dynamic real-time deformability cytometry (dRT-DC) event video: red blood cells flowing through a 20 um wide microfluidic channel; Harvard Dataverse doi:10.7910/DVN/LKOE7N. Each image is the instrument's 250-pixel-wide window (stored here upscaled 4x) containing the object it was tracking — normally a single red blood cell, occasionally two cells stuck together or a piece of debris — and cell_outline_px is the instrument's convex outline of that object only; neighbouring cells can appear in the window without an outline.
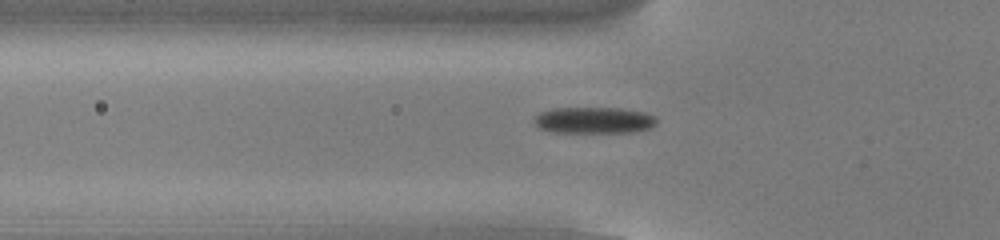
{"species": "common noctule bat (a hibernating species)", "species_latin": "Nyctalus noctula", "temperature_condition": "cold", "stored_images_in_passage": 54, "camera_frame_rate_fps": 3000, "um_per_image_px": 0.085, "animal": {"sex": "male", "body_mass_g": 13.0, "forearm_length_mm": 53.1}, "frame": {"image": 1, "passage_image": 19, "time_ms": 6.0, "image_size_px": [1000, 240], "cell_outline_px": [[656, 124], [652, 128], [632, 132], [552, 132], [540, 128], [532, 120], [540, 112], [552, 108], [620, 108], [644, 112], [656, 116]], "centroid_in_image_um": [50.5, 10.22], "position_along_channel_um": 75.3, "area_um2": 18.9}}
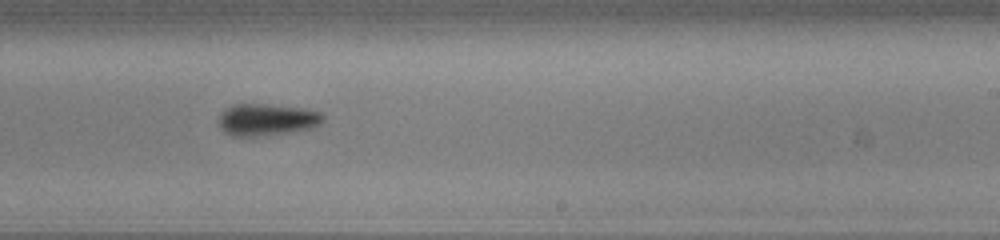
{"frame": {"image": 2, "passage_image": 34, "time_ms": 11.0, "image_size_px": [1000, 240], "cell_outline_px": [[324, 120], [320, 124], [312, 128], [292, 132], [264, 136], [232, 136], [224, 132], [220, 128], [220, 112], [224, 108], [232, 104], [264, 104], [300, 108], [320, 112], [324, 116]], "centroid_in_image_um": [22.66, 10.18], "position_along_channel_um": 266.3, "area_um2": 19.54}}
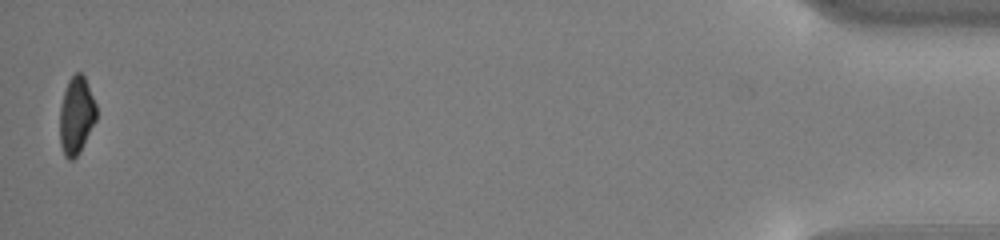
{"frame": {"image": 3, "passage_image": 54, "time_ms": 17.667, "image_size_px": [1000, 240], "cell_outline_px": [[96, 120], [80, 152], [72, 160], [68, 160], [64, 156], [60, 144], [60, 108], [64, 92], [68, 80], [76, 72], [80, 72], [84, 76], [96, 104]], "centroid_in_image_um": [6.48, 9.84], "position_along_channel_um": 428.7, "area_um2": 16.47}, "authors_computed_cell_mechanics": {"area_um2": 18.496, "velocity_mm_per_s": 3.8181, "shape_relaxation_time_tau1_ms": 2.0354, "shape_relaxation_time_tau2_ms": 6.1021, "deformation_change_tau1": 0.1112, "deformation_change_tau2": 0.131}}